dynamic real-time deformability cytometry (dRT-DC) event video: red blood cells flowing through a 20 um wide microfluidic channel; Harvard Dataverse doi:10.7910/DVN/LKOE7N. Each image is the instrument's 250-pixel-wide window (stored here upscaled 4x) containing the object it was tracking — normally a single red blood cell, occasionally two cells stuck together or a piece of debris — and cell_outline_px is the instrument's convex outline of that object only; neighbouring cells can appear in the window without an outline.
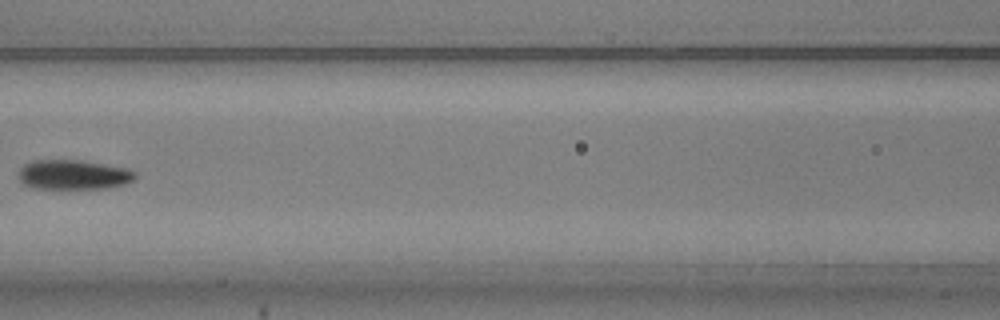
{"species": "common noctule bat (a hibernating species)", "species_latin": "Nyctalus noctula", "temperature_condition": "warm", "stored_images_in_passage": 6, "camera_frame_rate_fps": 3000, "um_per_image_px": 0.085, "animal": {"sex": "male", "body_mass_g": 20.5, "forearm_length_mm": 52.5}, "frame": {"image": 1, "passage_image": 5, "time_ms": 1.333, "image_size_px": [1000, 320], "cell_outline_px": [[136, 176], [132, 180], [124, 184], [108, 188], [32, 188], [24, 184], [16, 176], [20, 168], [24, 164], [32, 160], [84, 160], [128, 168], [136, 172]], "centroid_in_image_um": [6.22, 14.83], "position_along_channel_um": 160.4, "area_um2": 20.35}}
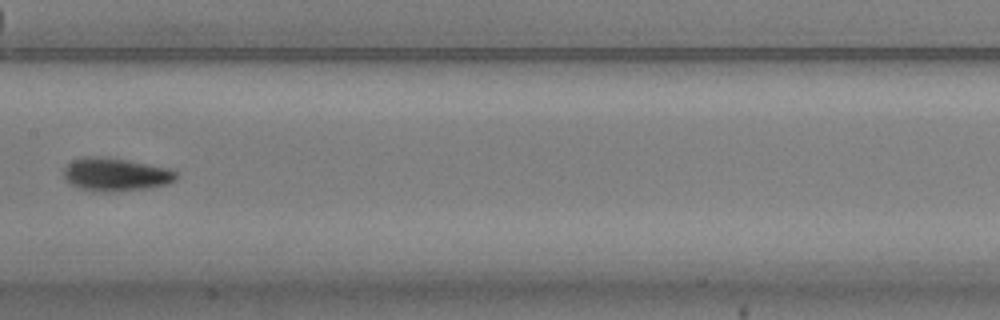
{"frame": {"image": 2, "passage_image": 6, "time_ms": 1.667, "image_size_px": [1000, 320], "cell_outline_px": [[180, 172], [176, 180], [168, 184], [148, 188], [76, 188], [64, 176], [64, 168], [72, 160], [88, 156], [100, 156], [128, 160], [168, 168]], "centroid_in_image_um": [9.9, 14.76], "position_along_channel_um": 197.5, "area_um2": 20.69}}